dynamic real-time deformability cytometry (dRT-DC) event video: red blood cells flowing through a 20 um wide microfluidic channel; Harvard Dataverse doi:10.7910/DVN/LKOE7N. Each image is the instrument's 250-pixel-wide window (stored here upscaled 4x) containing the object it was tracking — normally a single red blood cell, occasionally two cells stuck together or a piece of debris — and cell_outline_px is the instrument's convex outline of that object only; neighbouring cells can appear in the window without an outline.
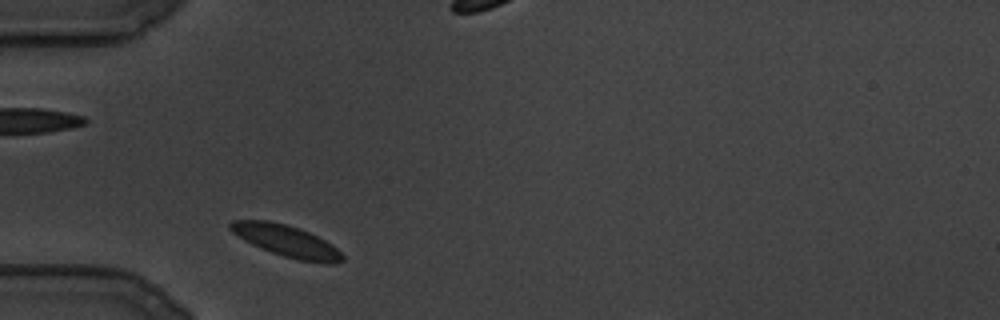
{"species": "common noctule bat (a hibernating species)", "species_latin": "Nyctalus noctula", "temperature_condition": "cold", "stored_images_in_passage": 73, "camera_frame_rate_fps": 3000, "um_per_image_px": 0.085, "animal": {"sex": "male", "body_mass_g": 19.5, "forearm_length_mm": 54.6}, "frame": {"image": 1, "passage_image": 1, "time_ms": 0.0, "image_size_px": [1000, 320], "cell_outline_px": [[344, 260], [332, 264], [324, 264], [300, 260], [284, 256], [272, 252], [252, 244], [244, 240], [232, 232], [228, 228], [228, 224], [232, 220], [268, 220], [300, 228], [332, 244], [344, 256]], "centroid_in_image_um": [24.34, 20.48], "position_along_channel_um": 60.7, "area_um2": 20.52}}
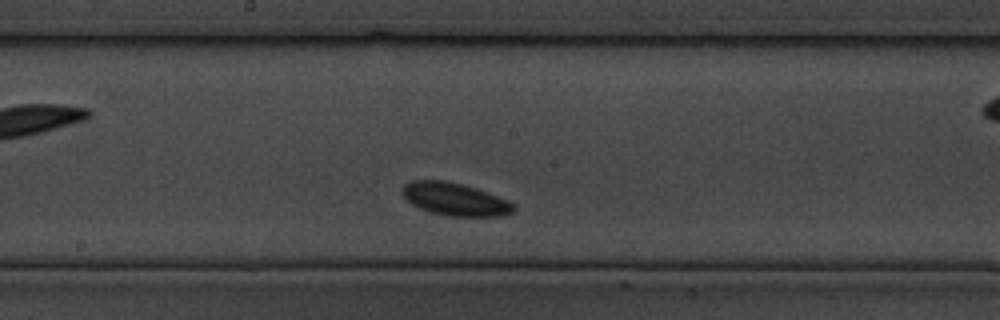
{"frame": {"image": 2, "passage_image": 30, "time_ms": 9.667, "image_size_px": [1000, 320], "cell_outline_px": [[516, 208], [512, 212], [500, 216], [448, 216], [428, 212], [412, 204], [400, 192], [400, 188], [404, 184], [412, 180], [444, 180], [476, 188], [516, 204]], "centroid_in_image_um": [38.63, 16.93], "position_along_channel_um": 209.6, "area_um2": 21.21}}
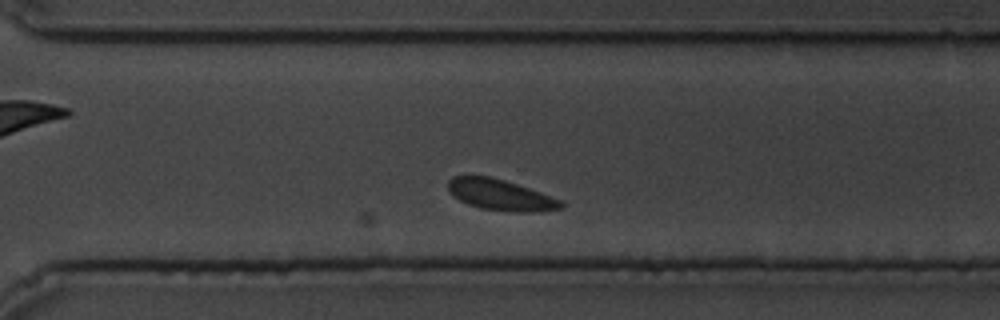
{"frame": {"image": 3, "passage_image": 52, "time_ms": 17.0, "image_size_px": [1000, 320], "cell_outline_px": [[564, 208], [536, 212], [512, 212], [480, 208], [468, 204], [460, 200], [448, 188], [448, 180], [452, 176], [492, 176], [528, 188], [560, 200], [564, 204]], "centroid_in_image_um": [42.55, 16.57], "position_along_channel_um": 328.1, "area_um2": 20.11}}